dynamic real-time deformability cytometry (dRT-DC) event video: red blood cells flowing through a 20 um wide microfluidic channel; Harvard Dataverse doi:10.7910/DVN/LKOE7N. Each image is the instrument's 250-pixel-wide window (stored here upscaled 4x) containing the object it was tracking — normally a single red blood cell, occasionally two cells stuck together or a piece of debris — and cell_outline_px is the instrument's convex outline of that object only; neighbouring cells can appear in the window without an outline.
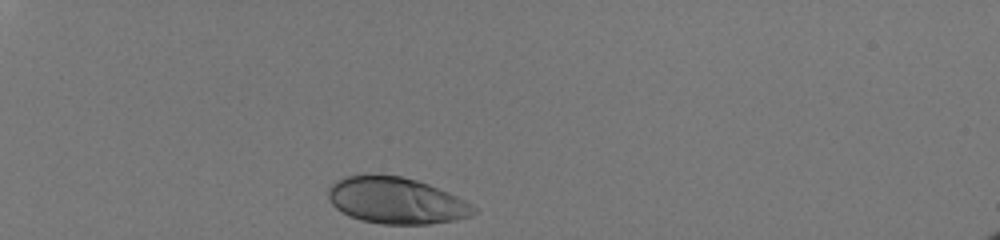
{"species": "human", "species_latin": "Homo sapiens", "temperature_condition": "room temperature", "stored_images_in_passage": 31, "camera_frame_rate_fps": 3000, "um_per_image_px": 0.085, "donor": {"sex": "male"}, "frame": {"image": 1, "passage_image": 1, "time_ms": 0.0, "image_size_px": [1000, 240], "cell_outline_px": [[476, 212], [472, 216], [456, 220], [428, 224], [380, 224], [360, 220], [348, 216], [336, 208], [328, 200], [328, 188], [336, 180], [344, 176], [368, 172], [400, 176], [416, 180], [428, 184], [448, 192], [472, 204], [476, 208]], "centroid_in_image_um": [33.63, 17.03], "position_along_channel_um": 51.4, "area_um2": 40.0}}
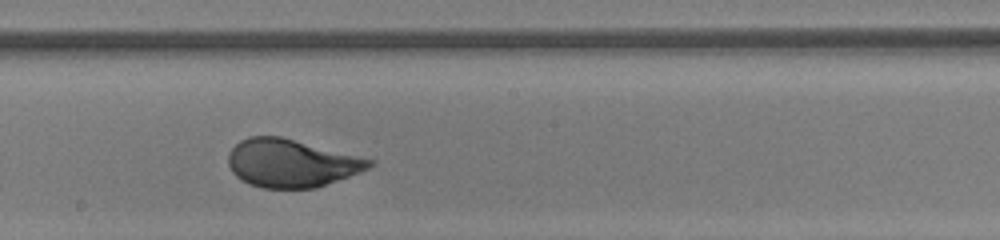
{"frame": {"image": 2, "passage_image": 18, "time_ms": 5.667, "image_size_px": [1000, 240], "cell_outline_px": [[376, 164], [360, 172], [316, 188], [260, 188], [248, 184], [240, 180], [232, 172], [228, 164], [228, 152], [240, 140], [248, 136], [280, 136], [376, 160]], "centroid_in_image_um": [24.75, 13.87], "position_along_channel_um": 223.5, "area_um2": 39.65}}
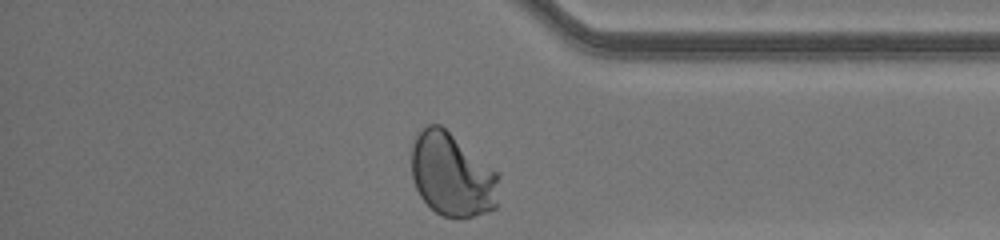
{"frame": {"image": 3, "passage_image": 31, "time_ms": 10.0, "image_size_px": [1000, 240], "cell_outline_px": [[500, 176], [496, 208], [472, 216], [444, 216], [436, 212], [420, 196], [416, 188], [412, 176], [412, 140], [416, 132], [428, 124], [440, 124], [496, 172]], "centroid_in_image_um": [38.39, 14.83], "position_along_channel_um": 396.8, "area_um2": 42.08}, "authors_computed_cell_mechanics": {"area_um2": 39.7664, "velocity_mm_per_s": 4.0761, "shape_relaxation_time_tau1_ms": 3.101, "shape_relaxation_time_tau2_ms": null, "deformation_change_tau1": 0.1766, "deformation_change_tau2": null}}